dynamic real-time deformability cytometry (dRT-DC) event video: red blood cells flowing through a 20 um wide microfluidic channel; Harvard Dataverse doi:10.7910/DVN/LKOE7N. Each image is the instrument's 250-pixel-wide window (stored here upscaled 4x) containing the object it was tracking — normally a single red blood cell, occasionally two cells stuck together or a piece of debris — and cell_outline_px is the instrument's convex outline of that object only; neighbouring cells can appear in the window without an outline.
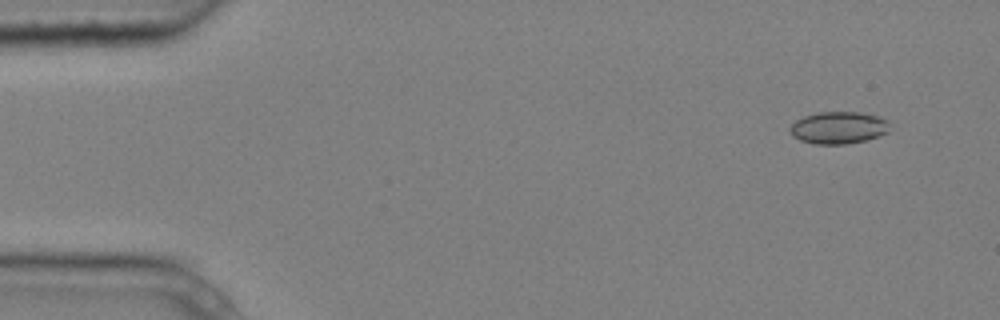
{"species": "common noctule bat (a hibernating species)", "species_latin": "Nyctalus noctula", "temperature_condition": "cold", "stored_images_in_passage": 5, "camera_frame_rate_fps": 3000, "um_per_image_px": 0.085, "animal": {"sex": "male", "body_mass_g": 20.4}, "frame": {"image": 1, "passage_image": 1, "time_ms": 0.0, "image_size_px": [1000, 320], "cell_outline_px": [[888, 132], [864, 140], [848, 144], [812, 144], [800, 140], [792, 136], [788, 128], [796, 120], [804, 116], [816, 112], [860, 112], [880, 116], [888, 120]], "centroid_in_image_um": [71.24, 10.85], "position_along_channel_um": 13.8, "area_um2": 18.79}}
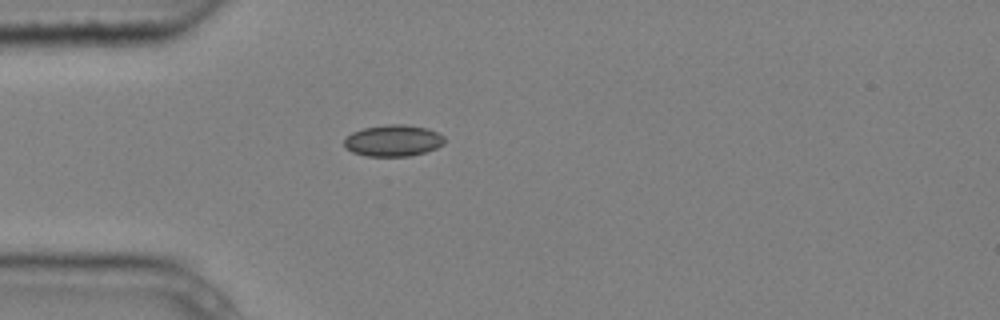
{"frame": {"image": 2, "passage_image": 4, "time_ms": 1.0, "image_size_px": [1000, 320], "cell_outline_px": [[444, 144], [436, 148], [424, 152], [408, 156], [368, 156], [352, 152], [344, 144], [344, 140], [352, 132], [364, 128], [388, 124], [404, 124], [428, 128], [444, 136]], "centroid_in_image_um": [33.44, 11.94], "position_along_channel_um": 51.6, "area_um2": 18.26}}